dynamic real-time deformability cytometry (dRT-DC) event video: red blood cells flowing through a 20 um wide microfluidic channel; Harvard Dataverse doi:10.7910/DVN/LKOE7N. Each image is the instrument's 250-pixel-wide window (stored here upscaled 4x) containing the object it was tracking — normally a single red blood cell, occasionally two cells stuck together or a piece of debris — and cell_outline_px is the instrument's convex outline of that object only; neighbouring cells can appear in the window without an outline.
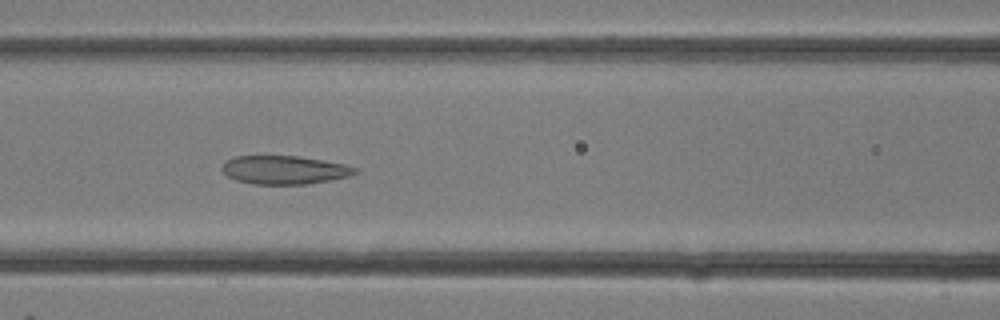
{"species": "common noctule bat (a hibernating species)", "species_latin": "Nyctalus noctula", "temperature_condition": "room temperature", "stored_images_in_passage": 25, "camera_frame_rate_fps": 3000, "um_per_image_px": 0.085, "animal": {"sex": "female"}, "frame": {"image": 1, "passage_image": 8, "time_ms": 2.333, "image_size_px": [1000, 320], "cell_outline_px": [[360, 172], [348, 176], [332, 180], [308, 184], [252, 184], [236, 180], [228, 176], [220, 168], [228, 160], [236, 156], [300, 156], [344, 164], [356, 168]], "centroid_in_image_um": [24.2, 14.45], "position_along_channel_um": 142.4, "area_um2": 22.02}}
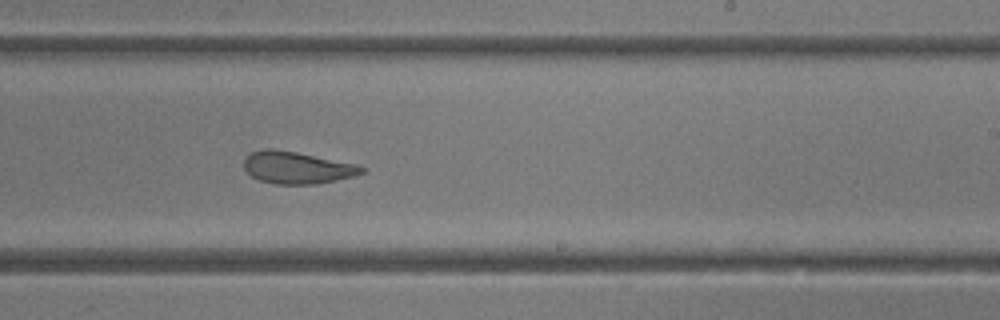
{"frame": {"image": 2, "passage_image": 13, "time_ms": 4.0, "image_size_px": [1000, 320], "cell_outline_px": [[368, 172], [356, 176], [316, 184], [272, 184], [260, 180], [252, 176], [244, 168], [244, 160], [252, 152], [264, 148], [272, 148], [296, 152], [356, 164], [364, 168]], "centroid_in_image_um": [25.27, 14.25], "position_along_channel_um": 263.7, "area_um2": 22.02}}
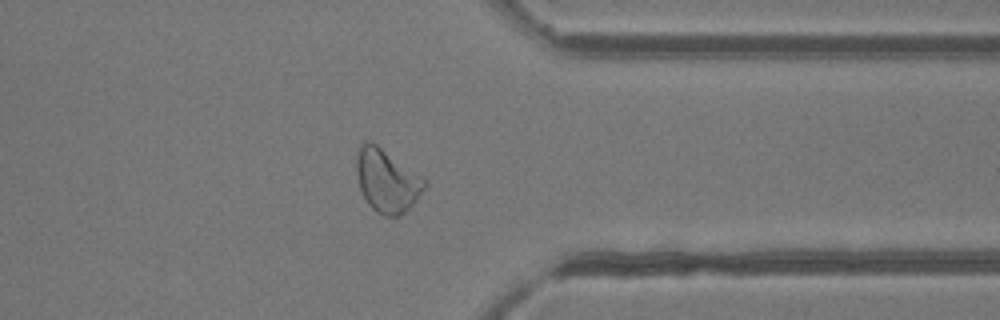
{"frame": {"image": 3, "passage_image": 18, "time_ms": 5.667, "image_size_px": [1000, 320], "cell_outline_px": [[428, 184], [416, 200], [400, 216], [384, 216], [376, 212], [368, 204], [360, 188], [356, 172], [356, 156], [360, 144], [368, 140], [376, 144], [428, 180]], "centroid_in_image_um": [32.89, 15.35], "position_along_channel_um": 378.5, "area_um2": 24.97}}